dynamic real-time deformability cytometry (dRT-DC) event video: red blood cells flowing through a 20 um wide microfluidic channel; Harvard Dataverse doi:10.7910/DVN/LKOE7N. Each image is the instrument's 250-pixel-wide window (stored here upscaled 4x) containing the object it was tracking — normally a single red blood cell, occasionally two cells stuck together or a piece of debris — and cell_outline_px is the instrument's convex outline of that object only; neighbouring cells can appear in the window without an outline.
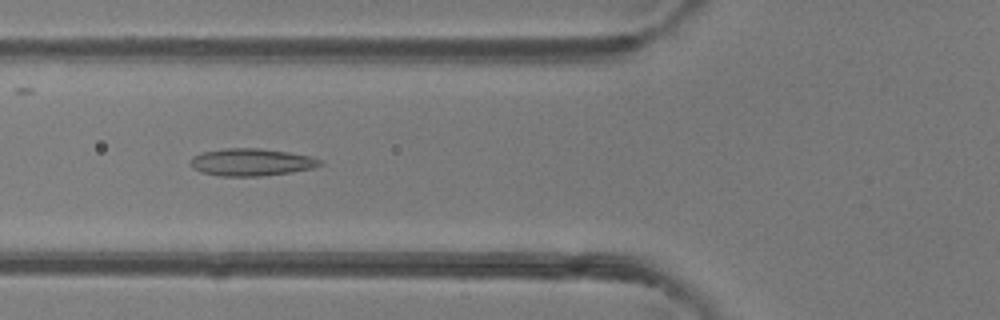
{"species": "common noctule bat (a hibernating species)", "species_latin": "Nyctalus noctula", "temperature_condition": "room temperature", "stored_images_in_passage": 47, "camera_frame_rate_fps": 3000, "um_per_image_px": 0.085, "animal": {"sex": "female"}, "frame": {"image": 1, "passage_image": 17, "time_ms": 5.333, "image_size_px": [1000, 320], "cell_outline_px": [[324, 164], [312, 168], [292, 172], [260, 176], [220, 176], [200, 172], [192, 168], [192, 156], [204, 152], [224, 148], [260, 148], [288, 152], [312, 156], [324, 160]], "centroid_in_image_um": [21.41, 13.78], "position_along_channel_um": 104.4, "area_um2": 20.75}}
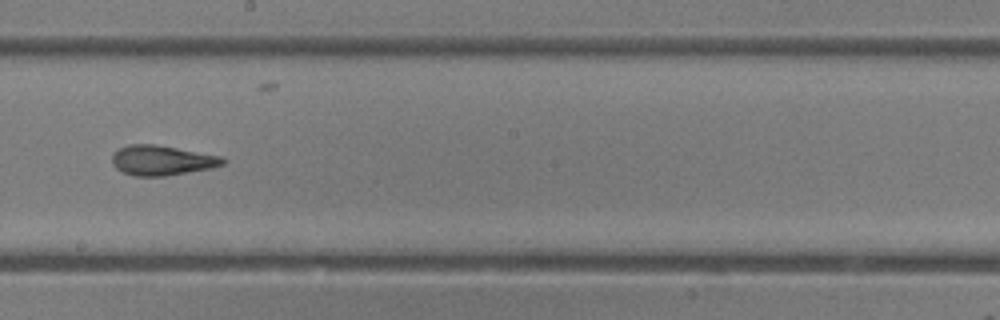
{"frame": {"image": 2, "passage_image": 26, "time_ms": 8.333, "image_size_px": [1000, 320], "cell_outline_px": [[228, 160], [224, 164], [212, 168], [164, 176], [132, 176], [116, 168], [112, 164], [112, 152], [128, 144], [156, 144], [224, 156]], "centroid_in_image_um": [13.79, 13.62], "position_along_channel_um": 234.4, "area_um2": 19.59}}
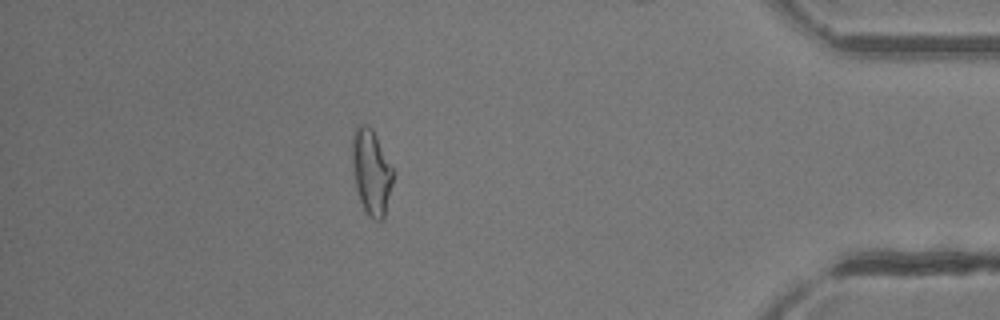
{"frame": {"image": 3, "passage_image": 41, "time_ms": 13.333, "image_size_px": [1000, 320], "cell_outline_px": [[396, 172], [384, 220], [372, 220], [364, 212], [356, 188], [352, 172], [352, 136], [356, 124], [368, 124], [372, 128]], "centroid_in_image_um": [31.58, 14.63], "position_along_channel_um": 403.6, "area_um2": 21.15}}